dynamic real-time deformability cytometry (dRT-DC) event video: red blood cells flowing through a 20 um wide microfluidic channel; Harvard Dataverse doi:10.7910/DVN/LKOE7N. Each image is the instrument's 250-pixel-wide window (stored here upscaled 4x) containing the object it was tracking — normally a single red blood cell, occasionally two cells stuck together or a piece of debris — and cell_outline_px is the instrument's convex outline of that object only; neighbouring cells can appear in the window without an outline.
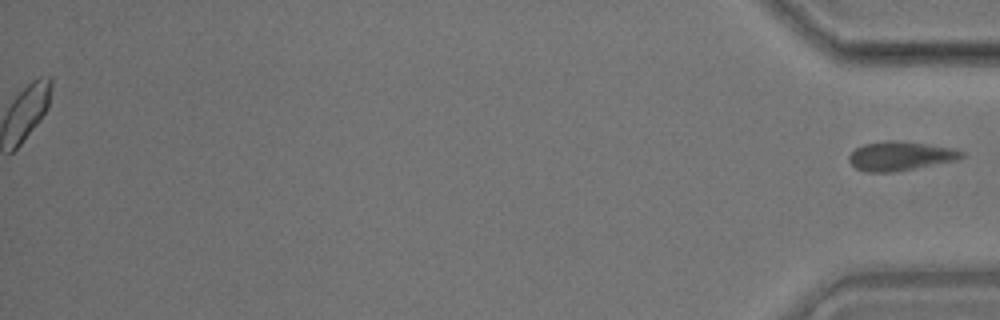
{"species": "common noctule bat (a hibernating species)", "species_latin": "Nyctalus noctula", "temperature_condition": "room temperature", "stored_images_in_passage": 30, "segment_of_instrument_passage": [2, 2], "camera_frame_rate_fps": 3000, "um_per_image_px": 0.085, "animal": {"sex": "male", "body_mass_g": 17.9}, "frame": {"image": 1, "passage_image": 30, "time_ms": 9.667, "image_size_px": [1000, 320], "cell_outline_px": [[964, 156], [960, 160], [896, 172], [868, 172], [856, 168], [848, 160], [848, 156], [856, 148], [864, 144], [928, 144], [952, 148], [964, 152]], "centroid_in_image_um": [76.59, 13.33], "position_along_channel_um": 358.6, "area_um2": 18.21}}